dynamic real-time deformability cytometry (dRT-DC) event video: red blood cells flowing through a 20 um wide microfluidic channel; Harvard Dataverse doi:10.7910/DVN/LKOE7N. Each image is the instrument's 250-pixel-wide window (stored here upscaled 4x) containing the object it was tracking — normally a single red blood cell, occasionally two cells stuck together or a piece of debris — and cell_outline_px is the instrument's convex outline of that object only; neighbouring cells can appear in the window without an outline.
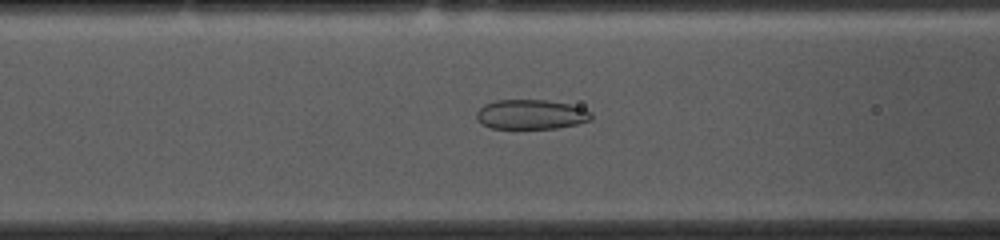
{"species": "common noctule bat (a hibernating species)", "species_latin": "Nyctalus noctula", "temperature_condition": "cold", "stored_images_in_passage": 52, "camera_frame_rate_fps": 3000, "um_per_image_px": 0.085, "animal": {"sex": "female", "body_mass_g": 10.0, "forearm_length_mm": 53.1}, "frame": {"image": 1, "passage_image": 19, "time_ms": 6.0, "image_size_px": [1000, 240], "cell_outline_px": [[592, 120], [576, 124], [556, 128], [492, 128], [480, 124], [476, 120], [476, 112], [484, 104], [496, 100], [544, 100], [568, 104], [584, 108], [592, 112]], "centroid_in_image_um": [45.12, 9.73], "position_along_channel_um": 121.5, "area_um2": 19.88}}
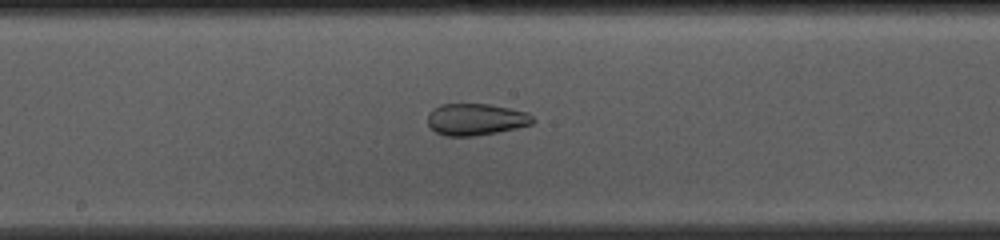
{"frame": {"image": 2, "passage_image": 26, "time_ms": 8.333, "image_size_px": [1000, 240], "cell_outline_px": [[536, 120], [532, 124], [516, 128], [496, 132], [472, 136], [444, 136], [436, 132], [428, 124], [428, 116], [432, 108], [440, 104], [488, 104], [512, 108], [528, 112]], "centroid_in_image_um": [40.46, 10.14], "position_along_channel_um": 207.7, "area_um2": 19.54}}
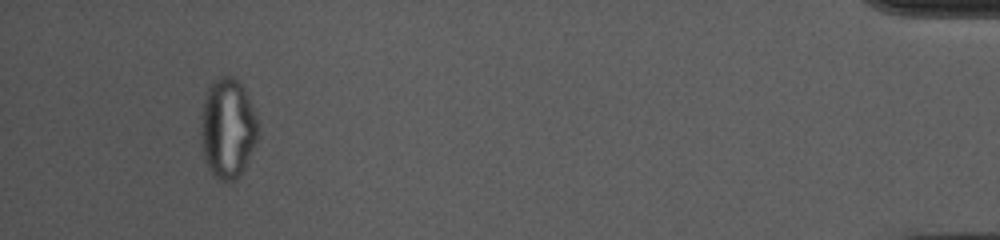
{"frame": {"image": 3, "passage_image": 49, "time_ms": 16.0, "image_size_px": [1000, 240], "cell_outline_px": [[256, 140], [244, 168], [240, 176], [236, 180], [220, 180], [208, 168], [204, 160], [200, 136], [200, 116], [204, 100], [208, 88], [220, 76], [232, 76], [240, 84], [252, 104], [256, 116]], "centroid_in_image_um": [19.31, 10.92], "position_along_channel_um": 415.9, "area_um2": 32.89}, "authors_computed_cell_mechanics": {"area_um2": 25.7788, "velocity_mm_per_s": 3.6971, "shape_relaxation_time_tau1_ms": null, "shape_relaxation_time_tau2_ms": 1.5498, "deformation_change_tau1": null, "deformation_change_tau2": 0.0721}}